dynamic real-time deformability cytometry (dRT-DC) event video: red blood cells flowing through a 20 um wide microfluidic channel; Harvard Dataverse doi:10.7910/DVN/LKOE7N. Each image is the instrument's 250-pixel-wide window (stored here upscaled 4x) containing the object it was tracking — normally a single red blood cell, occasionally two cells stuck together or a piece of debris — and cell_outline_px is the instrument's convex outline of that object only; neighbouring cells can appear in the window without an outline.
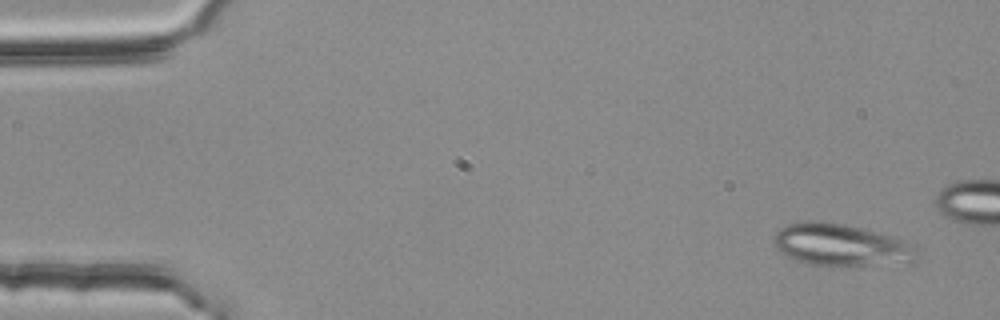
{"species": "common noctule bat (a hibernating species)", "species_latin": "Nyctalus noctula", "temperature_condition": "room temperature", "stored_images_in_passage": 17, "camera_frame_rate_fps": 3000, "um_per_image_px": 0.085, "animal": {"sex": "female", "body_mass_g": 25.1}, "frame": {"image": 1, "passage_image": 3, "time_ms": 0.667, "image_size_px": [1000, 320], "cell_outline_px": [[916, 260], [864, 264], [808, 264], [796, 260], [780, 252], [776, 248], [776, 232], [788, 224], [804, 220], [844, 224], [904, 240], [916, 244]], "centroid_in_image_um": [71.44, 20.79], "position_along_channel_um": 13.6, "area_um2": 33.64}}